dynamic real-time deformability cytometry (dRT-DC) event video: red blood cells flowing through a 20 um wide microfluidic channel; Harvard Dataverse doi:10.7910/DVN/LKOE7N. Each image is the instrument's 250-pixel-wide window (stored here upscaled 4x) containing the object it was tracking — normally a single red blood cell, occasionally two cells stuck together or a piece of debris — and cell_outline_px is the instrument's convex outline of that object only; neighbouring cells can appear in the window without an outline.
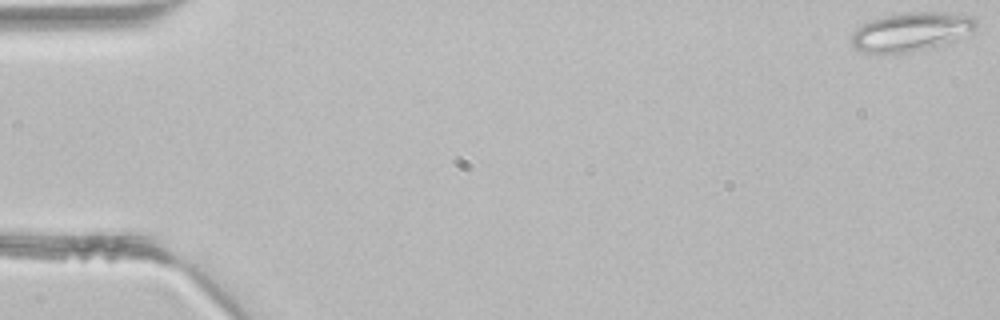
{"species": "common noctule bat (a hibernating species)", "species_latin": "Nyctalus noctula", "temperature_condition": "room temperature", "stored_images_in_passage": 4, "camera_frame_rate_fps": 3000, "um_per_image_px": 0.085, "animal": {"sex": "male", "body_mass_g": 21.5, "forearm_length_mm": 52.0}, "frame": {"image": 1, "passage_image": 1, "time_ms": 0.0, "image_size_px": [1000, 320], "cell_outline_px": [[976, 24], [968, 36], [912, 52], [860, 52], [852, 44], [852, 36], [856, 28], [868, 20], [884, 16], [904, 12], [952, 12], [972, 16], [976, 20]], "centroid_in_image_um": [77.46, 2.67], "position_along_channel_um": 7.5, "area_um2": 28.03}}